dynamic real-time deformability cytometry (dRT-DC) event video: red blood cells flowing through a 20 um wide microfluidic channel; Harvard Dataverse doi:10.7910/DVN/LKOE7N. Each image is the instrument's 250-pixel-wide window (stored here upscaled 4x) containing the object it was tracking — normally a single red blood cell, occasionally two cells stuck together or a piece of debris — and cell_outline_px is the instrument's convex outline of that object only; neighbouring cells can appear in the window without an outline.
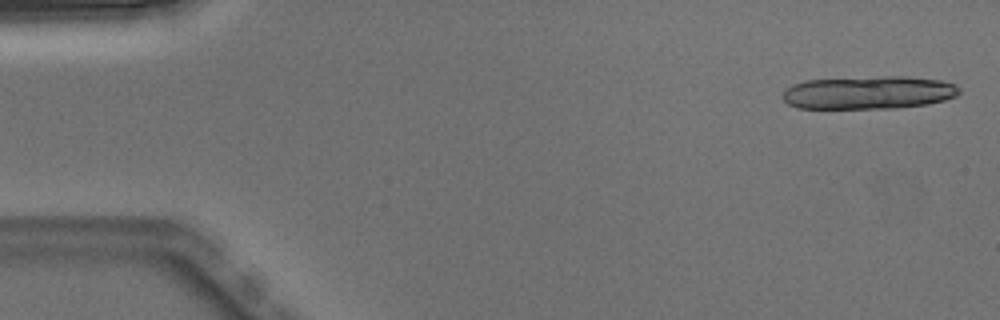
{"species": "Egyptian fruit bat (a non-hibernating species)", "species_latin": "Rousettus aegyptiacus", "temperature_condition": "warm", "stored_images_in_passage": 7, "camera_frame_rate_fps": 3000, "um_per_image_px": 0.085, "animal": {"sex": "male"}, "frame": {"image": 1, "passage_image": 1, "time_ms": 0.0, "image_size_px": [1000, 320], "cell_outline_px": [[960, 92], [956, 96], [944, 100], [928, 104], [896, 108], [796, 108], [788, 104], [780, 96], [792, 84], [808, 80], [884, 76], [908, 76], [940, 80], [956, 84], [960, 88]], "centroid_in_image_um": [73.85, 7.87], "position_along_channel_um": 11.1, "area_um2": 34.16}}
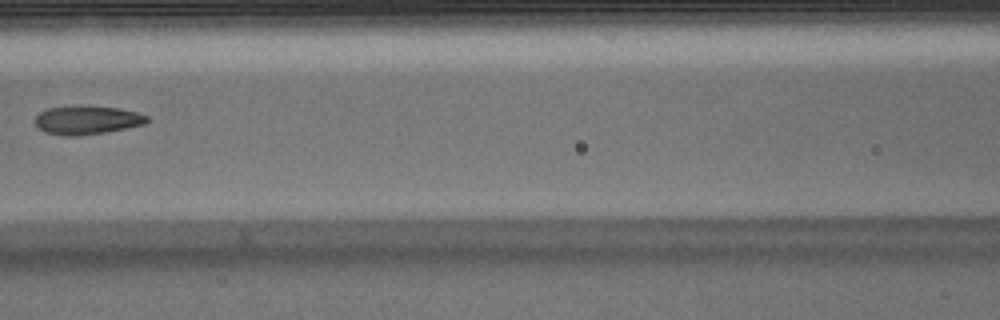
{"frame": {"image": 2, "passage_image": 6, "time_ms": 1.667, "image_size_px": [1000, 320], "cell_outline_px": [[148, 120], [144, 124], [104, 132], [76, 136], [64, 136], [44, 132], [36, 124], [36, 116], [40, 112], [48, 108], [76, 104], [88, 104], [120, 108], [136, 112], [148, 116]], "centroid_in_image_um": [7.38, 10.17], "position_along_channel_um": 159.2, "area_um2": 18.96}}
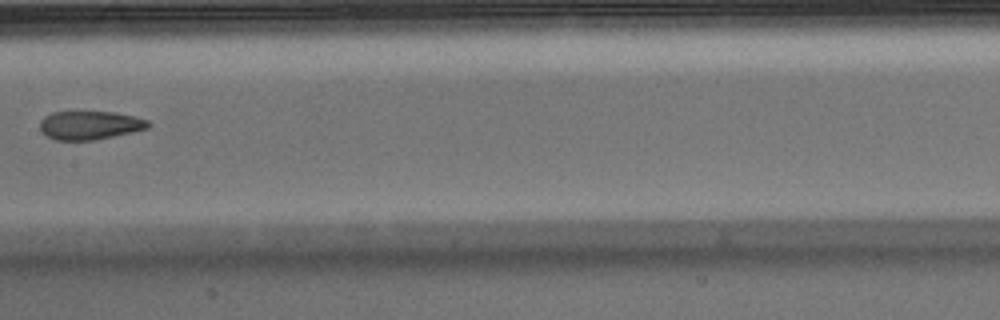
{"frame": {"image": 3, "passage_image": 7, "time_ms": 2.0, "image_size_px": [1000, 320], "cell_outline_px": [[152, 124], [148, 128], [132, 132], [92, 140], [56, 140], [44, 136], [40, 132], [40, 120], [44, 116], [52, 112], [116, 112], [148, 120]], "centroid_in_image_um": [7.59, 10.64], "position_along_channel_um": 199.8, "area_um2": 18.09}}